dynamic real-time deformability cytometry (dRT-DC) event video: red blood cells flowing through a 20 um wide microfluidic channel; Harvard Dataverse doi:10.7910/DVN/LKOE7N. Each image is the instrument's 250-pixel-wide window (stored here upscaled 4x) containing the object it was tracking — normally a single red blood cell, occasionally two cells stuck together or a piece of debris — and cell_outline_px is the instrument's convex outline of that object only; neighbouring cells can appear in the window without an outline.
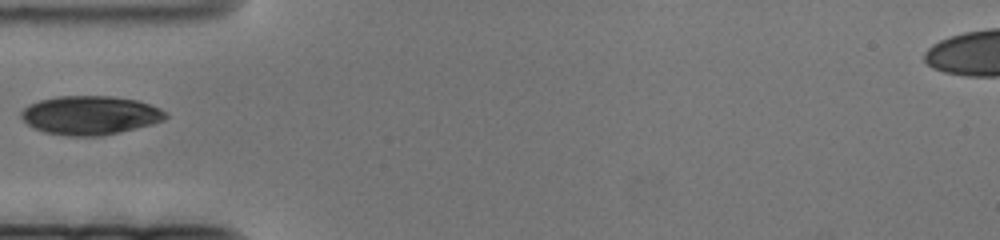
{"species": "human", "species_latin": "Homo sapiens", "temperature_condition": "cold", "stored_images_in_passage": 51, "camera_frame_rate_fps": 3000, "um_per_image_px": 0.085, "donor": {"sex": "female"}, "frame": {"image": 1, "passage_image": 1, "time_ms": 0.0, "image_size_px": [1000, 240], "cell_outline_px": [[168, 116], [164, 120], [152, 124], [136, 128], [100, 136], [72, 136], [44, 132], [32, 128], [20, 116], [20, 112], [28, 104], [40, 100], [60, 96], [112, 96], [136, 100], [160, 108], [168, 112]], "centroid_in_image_um": [7.66, 9.79], "position_along_channel_um": 77.3, "area_um2": 32.66}}
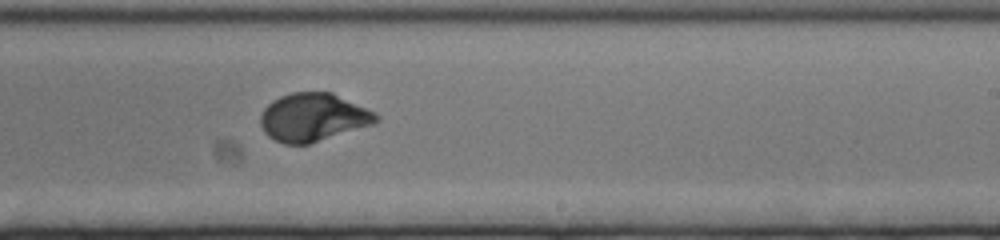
{"frame": {"image": 2, "passage_image": 23, "time_ms": 7.333, "image_size_px": [1000, 240], "cell_outline_px": [[380, 120], [376, 124], [308, 144], [284, 144], [268, 136], [264, 132], [260, 124], [260, 116], [264, 108], [272, 100], [280, 96], [292, 92], [332, 92], [376, 112], [380, 116]], "centroid_in_image_um": [26.65, 9.97], "position_along_channel_um": 262.4, "area_um2": 32.71}}
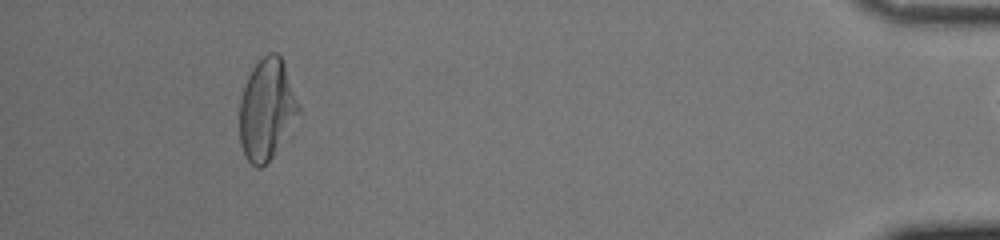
{"frame": {"image": 3, "passage_image": 49, "time_ms": 16.0, "image_size_px": [1000, 240], "cell_outline_px": [[300, 112], [272, 156], [260, 168], [256, 168], [244, 156], [240, 144], [240, 100], [248, 76], [252, 68], [268, 52], [276, 52], [280, 56], [284, 64], [300, 104]], "centroid_in_image_um": [22.66, 9.29], "position_along_channel_um": 412.5, "area_um2": 34.28}}